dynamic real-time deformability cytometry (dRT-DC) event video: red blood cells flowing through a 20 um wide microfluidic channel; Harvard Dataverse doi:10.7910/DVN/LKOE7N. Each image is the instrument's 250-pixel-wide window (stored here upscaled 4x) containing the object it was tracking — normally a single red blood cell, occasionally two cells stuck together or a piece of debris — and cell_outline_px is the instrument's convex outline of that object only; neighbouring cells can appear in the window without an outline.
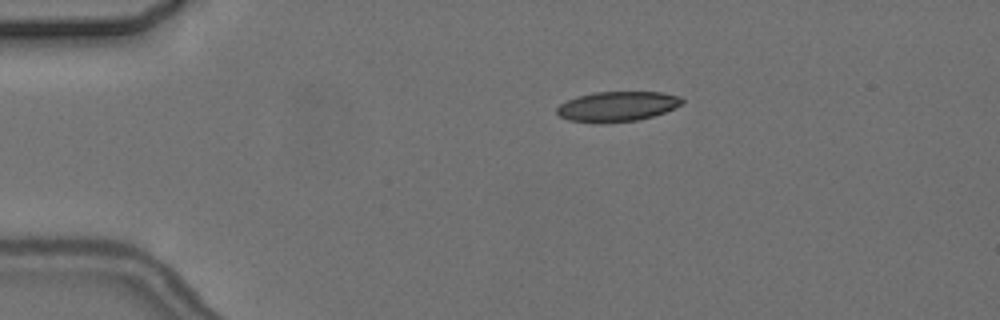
{"species": "common noctule bat (a hibernating species)", "species_latin": "Nyctalus noctula", "temperature_condition": "cold", "stored_images_in_passage": 7, "camera_frame_rate_fps": 3000, "um_per_image_px": 0.085, "animal": {"sex": "female", "body_mass_g": 24.6, "forearm_length_mm": 56.2}, "frame": {"image": 1, "passage_image": 2, "time_ms": 1.333, "image_size_px": [1000, 320], "cell_outline_px": [[684, 104], [664, 112], [652, 116], [636, 120], [600, 124], [568, 120], [560, 116], [556, 112], [556, 108], [560, 104], [568, 100], [580, 96], [596, 92], [664, 92], [680, 96], [684, 100]], "centroid_in_image_um": [52.48, 9.05], "position_along_channel_um": 32.5, "area_um2": 21.96}}
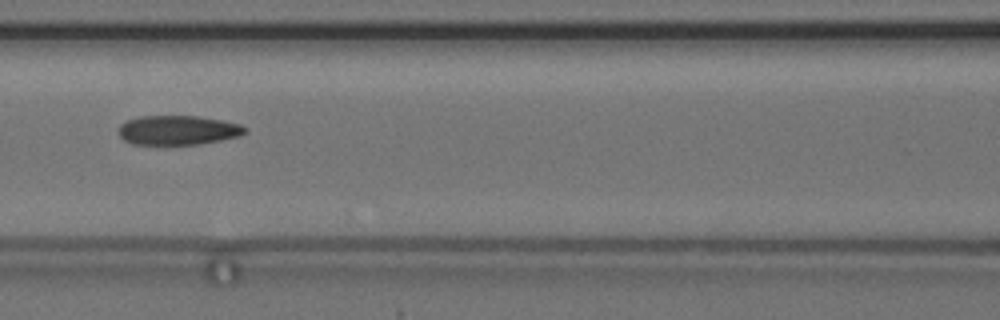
{"frame": {"image": 2, "passage_image": 6, "time_ms": 6.0, "image_size_px": [1000, 320], "cell_outline_px": [[248, 132], [240, 136], [200, 144], [132, 144], [124, 140], [120, 136], [120, 124], [128, 120], [140, 116], [196, 116], [220, 120], [240, 124], [248, 128]], "centroid_in_image_um": [15.16, 11.06], "position_along_channel_um": 151.4, "area_um2": 21.56}}
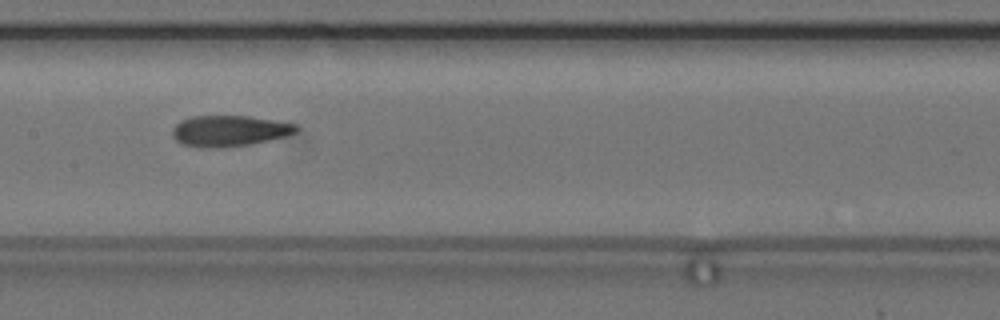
{"frame": {"image": 3, "passage_image": 7, "time_ms": 7.0, "image_size_px": [1000, 320], "cell_outline_px": [[296, 132], [284, 136], [268, 140], [248, 144], [216, 148], [200, 148], [180, 144], [172, 136], [172, 128], [180, 120], [192, 116], [248, 116], [296, 124]], "centroid_in_image_um": [19.4, 11.13], "position_along_channel_um": 188.0, "area_um2": 22.2}}